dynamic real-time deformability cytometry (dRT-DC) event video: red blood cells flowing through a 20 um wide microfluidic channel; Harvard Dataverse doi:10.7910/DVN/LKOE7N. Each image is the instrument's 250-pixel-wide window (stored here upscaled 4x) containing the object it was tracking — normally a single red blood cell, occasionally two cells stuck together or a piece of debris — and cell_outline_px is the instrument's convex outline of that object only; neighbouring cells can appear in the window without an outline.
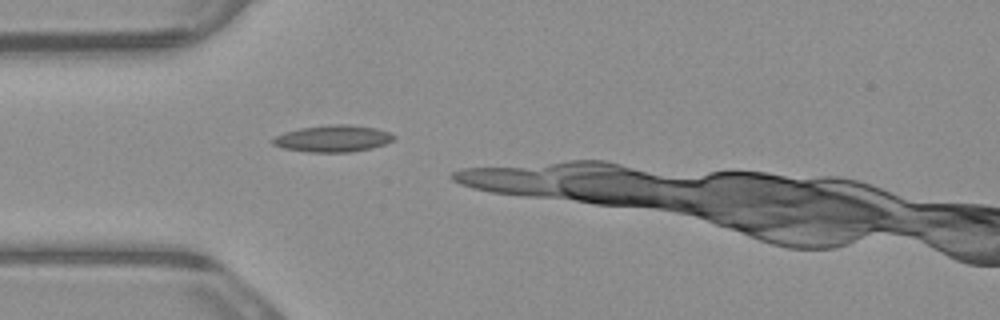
{"species": "common noctule bat (a hibernating species)", "species_latin": "Nyctalus noctula", "temperature_condition": "warm", "stored_images_in_passage": 6, "camera_frame_rate_fps": 3000, "um_per_image_px": 0.085, "animal": {"sex": "male", "body_mass_g": 23.1, "forearm_length_mm": 52.7}, "frame": {"image": 1, "passage_image": 1, "time_ms": 0.0, "image_size_px": [1000, 320], "cell_outline_px": [[396, 136], [392, 140], [384, 144], [372, 148], [352, 152], [308, 152], [284, 148], [272, 144], [272, 140], [276, 136], [284, 132], [300, 128], [328, 124], [348, 124], [376, 128], [392, 132]], "centroid_in_image_um": [28.33, 11.77], "position_along_channel_um": 56.7, "area_um2": 18.96}}